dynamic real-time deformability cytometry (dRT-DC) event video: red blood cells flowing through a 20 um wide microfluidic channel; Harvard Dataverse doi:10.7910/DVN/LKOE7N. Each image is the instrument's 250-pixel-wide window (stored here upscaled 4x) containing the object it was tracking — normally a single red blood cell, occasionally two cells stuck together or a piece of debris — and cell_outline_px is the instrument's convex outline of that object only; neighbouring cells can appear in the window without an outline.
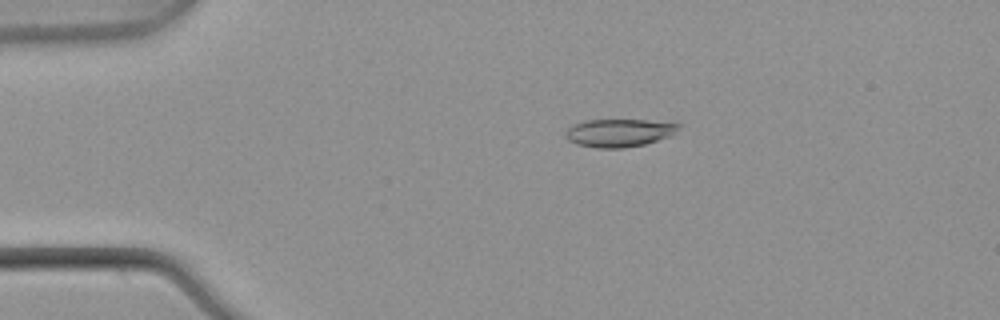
{"species": "common noctule bat (a hibernating species)", "species_latin": "Nyctalus noctula", "temperature_condition": "warm", "stored_images_in_passage": 53, "camera_frame_rate_fps": 3000, "um_per_image_px": 0.085, "animal": {"sex": "male", "body_mass_g": 21.5, "forearm_length_mm": 52.0}, "frame": {"image": 1, "passage_image": 11, "time_ms": 3.333, "image_size_px": [1000, 320], "cell_outline_px": [[680, 124], [672, 136], [644, 144], [624, 148], [596, 148], [576, 144], [568, 140], [564, 136], [568, 128], [572, 124], [588, 120], [648, 120]], "centroid_in_image_um": [52.59, 11.29], "position_along_channel_um": 32.4, "area_um2": 18.38}}
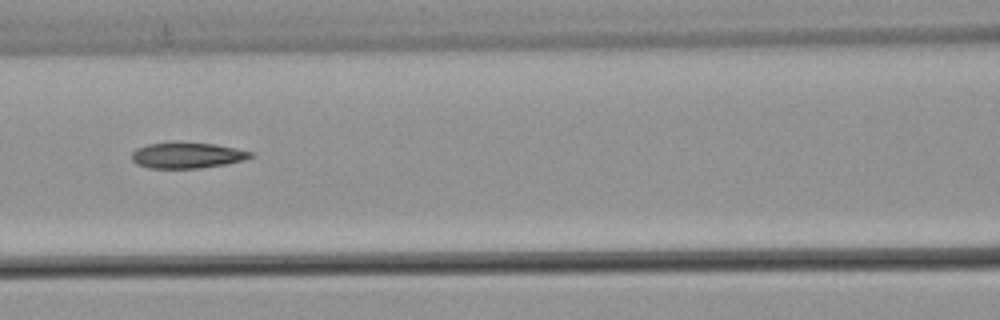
{"frame": {"image": 2, "passage_image": 24, "time_ms": 7.667, "image_size_px": [1000, 320], "cell_outline_px": [[256, 156], [244, 160], [228, 164], [200, 168], [148, 168], [136, 164], [132, 160], [132, 152], [136, 148], [148, 144], [216, 144], [236, 148], [252, 152]], "centroid_in_image_um": [15.95, 13.23], "position_along_channel_um": 150.7, "area_um2": 17.57}}
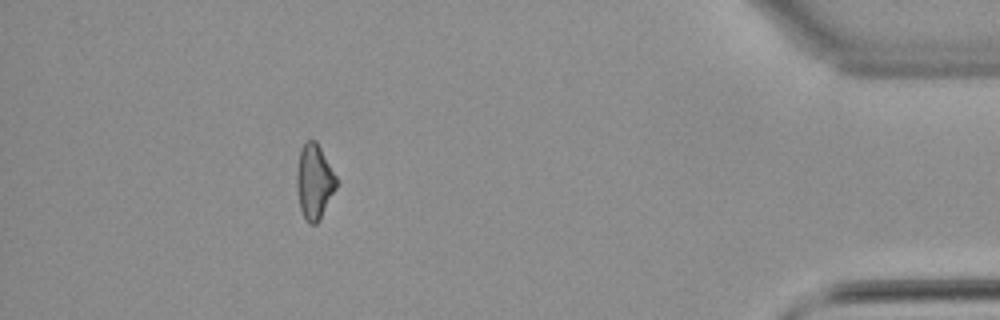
{"frame": {"image": 3, "passage_image": 48, "time_ms": 15.667, "image_size_px": [1000, 320], "cell_outline_px": [[340, 180], [320, 220], [316, 224], [308, 224], [304, 220], [300, 208], [296, 188], [296, 172], [300, 148], [304, 140], [316, 140]], "centroid_in_image_um": [26.72, 15.43], "position_along_channel_um": 408.5, "area_um2": 17.92}, "authors_computed_cell_mechanics": {"area_um2": 18.3226, "velocity_mm_per_s": 3.8923, "shape_relaxation_time_tau1_ms": null, "shape_relaxation_time_tau2_ms": 5.4577, "deformation_change_tau1": null, "deformation_change_tau2": 0.1513}}